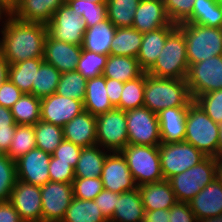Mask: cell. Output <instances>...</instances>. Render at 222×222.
I'll list each match as a JSON object with an SVG mask.
<instances>
[{
	"mask_svg": "<svg viewBox=\"0 0 222 222\" xmlns=\"http://www.w3.org/2000/svg\"><path fill=\"white\" fill-rule=\"evenodd\" d=\"M81 152V146L64 139L51 156L57 158V162L69 163L75 169Z\"/></svg>",
	"mask_w": 222,
	"mask_h": 222,
	"instance_id": "obj_48",
	"label": "cell"
},
{
	"mask_svg": "<svg viewBox=\"0 0 222 222\" xmlns=\"http://www.w3.org/2000/svg\"><path fill=\"white\" fill-rule=\"evenodd\" d=\"M36 147L52 154L64 140L63 127L39 120L34 125Z\"/></svg>",
	"mask_w": 222,
	"mask_h": 222,
	"instance_id": "obj_38",
	"label": "cell"
},
{
	"mask_svg": "<svg viewBox=\"0 0 222 222\" xmlns=\"http://www.w3.org/2000/svg\"><path fill=\"white\" fill-rule=\"evenodd\" d=\"M216 178V157L207 156L203 161L172 176L168 181L178 202L189 201Z\"/></svg>",
	"mask_w": 222,
	"mask_h": 222,
	"instance_id": "obj_7",
	"label": "cell"
},
{
	"mask_svg": "<svg viewBox=\"0 0 222 222\" xmlns=\"http://www.w3.org/2000/svg\"><path fill=\"white\" fill-rule=\"evenodd\" d=\"M33 148H36L34 125H17L10 149L6 155L17 160Z\"/></svg>",
	"mask_w": 222,
	"mask_h": 222,
	"instance_id": "obj_42",
	"label": "cell"
},
{
	"mask_svg": "<svg viewBox=\"0 0 222 222\" xmlns=\"http://www.w3.org/2000/svg\"><path fill=\"white\" fill-rule=\"evenodd\" d=\"M186 81L193 100L222 89V55L189 65Z\"/></svg>",
	"mask_w": 222,
	"mask_h": 222,
	"instance_id": "obj_10",
	"label": "cell"
},
{
	"mask_svg": "<svg viewBox=\"0 0 222 222\" xmlns=\"http://www.w3.org/2000/svg\"><path fill=\"white\" fill-rule=\"evenodd\" d=\"M193 101L186 79L156 77L145 72L143 106L155 114L171 107H188Z\"/></svg>",
	"mask_w": 222,
	"mask_h": 222,
	"instance_id": "obj_2",
	"label": "cell"
},
{
	"mask_svg": "<svg viewBox=\"0 0 222 222\" xmlns=\"http://www.w3.org/2000/svg\"><path fill=\"white\" fill-rule=\"evenodd\" d=\"M43 62V58H33L10 64L8 78L23 93L32 94V85L35 83L36 72Z\"/></svg>",
	"mask_w": 222,
	"mask_h": 222,
	"instance_id": "obj_33",
	"label": "cell"
},
{
	"mask_svg": "<svg viewBox=\"0 0 222 222\" xmlns=\"http://www.w3.org/2000/svg\"><path fill=\"white\" fill-rule=\"evenodd\" d=\"M218 157H222V123L220 124V130H219Z\"/></svg>",
	"mask_w": 222,
	"mask_h": 222,
	"instance_id": "obj_62",
	"label": "cell"
},
{
	"mask_svg": "<svg viewBox=\"0 0 222 222\" xmlns=\"http://www.w3.org/2000/svg\"><path fill=\"white\" fill-rule=\"evenodd\" d=\"M22 95L23 92L8 78L0 87V105L11 108Z\"/></svg>",
	"mask_w": 222,
	"mask_h": 222,
	"instance_id": "obj_51",
	"label": "cell"
},
{
	"mask_svg": "<svg viewBox=\"0 0 222 222\" xmlns=\"http://www.w3.org/2000/svg\"><path fill=\"white\" fill-rule=\"evenodd\" d=\"M107 19L116 27H132L140 0H107Z\"/></svg>",
	"mask_w": 222,
	"mask_h": 222,
	"instance_id": "obj_36",
	"label": "cell"
},
{
	"mask_svg": "<svg viewBox=\"0 0 222 222\" xmlns=\"http://www.w3.org/2000/svg\"><path fill=\"white\" fill-rule=\"evenodd\" d=\"M72 185L74 198L82 200H94L103 190L101 177L75 178Z\"/></svg>",
	"mask_w": 222,
	"mask_h": 222,
	"instance_id": "obj_46",
	"label": "cell"
},
{
	"mask_svg": "<svg viewBox=\"0 0 222 222\" xmlns=\"http://www.w3.org/2000/svg\"><path fill=\"white\" fill-rule=\"evenodd\" d=\"M16 126L0 128V153H7L10 149Z\"/></svg>",
	"mask_w": 222,
	"mask_h": 222,
	"instance_id": "obj_55",
	"label": "cell"
},
{
	"mask_svg": "<svg viewBox=\"0 0 222 222\" xmlns=\"http://www.w3.org/2000/svg\"><path fill=\"white\" fill-rule=\"evenodd\" d=\"M8 126H17V124L14 122L11 109L0 105V128Z\"/></svg>",
	"mask_w": 222,
	"mask_h": 222,
	"instance_id": "obj_57",
	"label": "cell"
},
{
	"mask_svg": "<svg viewBox=\"0 0 222 222\" xmlns=\"http://www.w3.org/2000/svg\"><path fill=\"white\" fill-rule=\"evenodd\" d=\"M107 59L108 55L98 54L82 48L76 71L82 74L87 80L98 77L102 75Z\"/></svg>",
	"mask_w": 222,
	"mask_h": 222,
	"instance_id": "obj_43",
	"label": "cell"
},
{
	"mask_svg": "<svg viewBox=\"0 0 222 222\" xmlns=\"http://www.w3.org/2000/svg\"><path fill=\"white\" fill-rule=\"evenodd\" d=\"M188 204L197 219L221 215L222 182L215 178L199 191Z\"/></svg>",
	"mask_w": 222,
	"mask_h": 222,
	"instance_id": "obj_20",
	"label": "cell"
},
{
	"mask_svg": "<svg viewBox=\"0 0 222 222\" xmlns=\"http://www.w3.org/2000/svg\"><path fill=\"white\" fill-rule=\"evenodd\" d=\"M168 222H196L197 218L188 203L177 202L170 209Z\"/></svg>",
	"mask_w": 222,
	"mask_h": 222,
	"instance_id": "obj_52",
	"label": "cell"
},
{
	"mask_svg": "<svg viewBox=\"0 0 222 222\" xmlns=\"http://www.w3.org/2000/svg\"><path fill=\"white\" fill-rule=\"evenodd\" d=\"M9 65V62L0 53V87L8 79Z\"/></svg>",
	"mask_w": 222,
	"mask_h": 222,
	"instance_id": "obj_59",
	"label": "cell"
},
{
	"mask_svg": "<svg viewBox=\"0 0 222 222\" xmlns=\"http://www.w3.org/2000/svg\"><path fill=\"white\" fill-rule=\"evenodd\" d=\"M82 45H74L52 38L49 34L44 45L43 60L61 74L75 71L80 60Z\"/></svg>",
	"mask_w": 222,
	"mask_h": 222,
	"instance_id": "obj_18",
	"label": "cell"
},
{
	"mask_svg": "<svg viewBox=\"0 0 222 222\" xmlns=\"http://www.w3.org/2000/svg\"><path fill=\"white\" fill-rule=\"evenodd\" d=\"M124 83L114 79L106 78V92L112 106L119 105Z\"/></svg>",
	"mask_w": 222,
	"mask_h": 222,
	"instance_id": "obj_53",
	"label": "cell"
},
{
	"mask_svg": "<svg viewBox=\"0 0 222 222\" xmlns=\"http://www.w3.org/2000/svg\"><path fill=\"white\" fill-rule=\"evenodd\" d=\"M216 178L222 182V157H216Z\"/></svg>",
	"mask_w": 222,
	"mask_h": 222,
	"instance_id": "obj_60",
	"label": "cell"
},
{
	"mask_svg": "<svg viewBox=\"0 0 222 222\" xmlns=\"http://www.w3.org/2000/svg\"><path fill=\"white\" fill-rule=\"evenodd\" d=\"M120 152L128 164L137 187L164 180L159 146L128 144Z\"/></svg>",
	"mask_w": 222,
	"mask_h": 222,
	"instance_id": "obj_6",
	"label": "cell"
},
{
	"mask_svg": "<svg viewBox=\"0 0 222 222\" xmlns=\"http://www.w3.org/2000/svg\"><path fill=\"white\" fill-rule=\"evenodd\" d=\"M48 169L51 182L72 184L75 179L74 168L69 163L57 162L52 156Z\"/></svg>",
	"mask_w": 222,
	"mask_h": 222,
	"instance_id": "obj_49",
	"label": "cell"
},
{
	"mask_svg": "<svg viewBox=\"0 0 222 222\" xmlns=\"http://www.w3.org/2000/svg\"><path fill=\"white\" fill-rule=\"evenodd\" d=\"M144 216L145 209L137 187L134 190L122 192L117 197V204L109 222H143Z\"/></svg>",
	"mask_w": 222,
	"mask_h": 222,
	"instance_id": "obj_26",
	"label": "cell"
},
{
	"mask_svg": "<svg viewBox=\"0 0 222 222\" xmlns=\"http://www.w3.org/2000/svg\"><path fill=\"white\" fill-rule=\"evenodd\" d=\"M64 139L82 148L97 145L96 116L83 111L63 126Z\"/></svg>",
	"mask_w": 222,
	"mask_h": 222,
	"instance_id": "obj_22",
	"label": "cell"
},
{
	"mask_svg": "<svg viewBox=\"0 0 222 222\" xmlns=\"http://www.w3.org/2000/svg\"><path fill=\"white\" fill-rule=\"evenodd\" d=\"M130 145L159 146L160 128L157 114L145 106L125 112Z\"/></svg>",
	"mask_w": 222,
	"mask_h": 222,
	"instance_id": "obj_11",
	"label": "cell"
},
{
	"mask_svg": "<svg viewBox=\"0 0 222 222\" xmlns=\"http://www.w3.org/2000/svg\"><path fill=\"white\" fill-rule=\"evenodd\" d=\"M159 156L164 180H169L172 176L185 172L207 157L202 151L185 141L161 142Z\"/></svg>",
	"mask_w": 222,
	"mask_h": 222,
	"instance_id": "obj_8",
	"label": "cell"
},
{
	"mask_svg": "<svg viewBox=\"0 0 222 222\" xmlns=\"http://www.w3.org/2000/svg\"><path fill=\"white\" fill-rule=\"evenodd\" d=\"M40 120L63 127L84 111L83 101L57 93L41 98Z\"/></svg>",
	"mask_w": 222,
	"mask_h": 222,
	"instance_id": "obj_17",
	"label": "cell"
},
{
	"mask_svg": "<svg viewBox=\"0 0 222 222\" xmlns=\"http://www.w3.org/2000/svg\"><path fill=\"white\" fill-rule=\"evenodd\" d=\"M51 154L33 148L28 153L19 157L16 162L17 180L43 186L50 181L49 163Z\"/></svg>",
	"mask_w": 222,
	"mask_h": 222,
	"instance_id": "obj_16",
	"label": "cell"
},
{
	"mask_svg": "<svg viewBox=\"0 0 222 222\" xmlns=\"http://www.w3.org/2000/svg\"><path fill=\"white\" fill-rule=\"evenodd\" d=\"M143 34L133 27L116 28L112 42L111 55L137 57Z\"/></svg>",
	"mask_w": 222,
	"mask_h": 222,
	"instance_id": "obj_32",
	"label": "cell"
},
{
	"mask_svg": "<svg viewBox=\"0 0 222 222\" xmlns=\"http://www.w3.org/2000/svg\"><path fill=\"white\" fill-rule=\"evenodd\" d=\"M196 222H222V214L218 216H213L210 218L197 219Z\"/></svg>",
	"mask_w": 222,
	"mask_h": 222,
	"instance_id": "obj_61",
	"label": "cell"
},
{
	"mask_svg": "<svg viewBox=\"0 0 222 222\" xmlns=\"http://www.w3.org/2000/svg\"><path fill=\"white\" fill-rule=\"evenodd\" d=\"M61 73L45 61L36 72L35 83L32 85V95L44 98L56 93Z\"/></svg>",
	"mask_w": 222,
	"mask_h": 222,
	"instance_id": "obj_37",
	"label": "cell"
},
{
	"mask_svg": "<svg viewBox=\"0 0 222 222\" xmlns=\"http://www.w3.org/2000/svg\"><path fill=\"white\" fill-rule=\"evenodd\" d=\"M101 181L103 189L121 194L137 188L128 164L121 152H109L104 161Z\"/></svg>",
	"mask_w": 222,
	"mask_h": 222,
	"instance_id": "obj_15",
	"label": "cell"
},
{
	"mask_svg": "<svg viewBox=\"0 0 222 222\" xmlns=\"http://www.w3.org/2000/svg\"><path fill=\"white\" fill-rule=\"evenodd\" d=\"M0 222H23L9 200L0 201Z\"/></svg>",
	"mask_w": 222,
	"mask_h": 222,
	"instance_id": "obj_54",
	"label": "cell"
},
{
	"mask_svg": "<svg viewBox=\"0 0 222 222\" xmlns=\"http://www.w3.org/2000/svg\"><path fill=\"white\" fill-rule=\"evenodd\" d=\"M19 0H11V6L13 7Z\"/></svg>",
	"mask_w": 222,
	"mask_h": 222,
	"instance_id": "obj_64",
	"label": "cell"
},
{
	"mask_svg": "<svg viewBox=\"0 0 222 222\" xmlns=\"http://www.w3.org/2000/svg\"><path fill=\"white\" fill-rule=\"evenodd\" d=\"M184 23L222 28V0H195L192 14Z\"/></svg>",
	"mask_w": 222,
	"mask_h": 222,
	"instance_id": "obj_31",
	"label": "cell"
},
{
	"mask_svg": "<svg viewBox=\"0 0 222 222\" xmlns=\"http://www.w3.org/2000/svg\"><path fill=\"white\" fill-rule=\"evenodd\" d=\"M188 107H171L157 113L161 142H183Z\"/></svg>",
	"mask_w": 222,
	"mask_h": 222,
	"instance_id": "obj_23",
	"label": "cell"
},
{
	"mask_svg": "<svg viewBox=\"0 0 222 222\" xmlns=\"http://www.w3.org/2000/svg\"><path fill=\"white\" fill-rule=\"evenodd\" d=\"M46 24L26 22L12 16L0 24V53L16 64L33 58H43Z\"/></svg>",
	"mask_w": 222,
	"mask_h": 222,
	"instance_id": "obj_1",
	"label": "cell"
},
{
	"mask_svg": "<svg viewBox=\"0 0 222 222\" xmlns=\"http://www.w3.org/2000/svg\"><path fill=\"white\" fill-rule=\"evenodd\" d=\"M138 189L145 211L168 210L178 202L168 180L144 184Z\"/></svg>",
	"mask_w": 222,
	"mask_h": 222,
	"instance_id": "obj_25",
	"label": "cell"
},
{
	"mask_svg": "<svg viewBox=\"0 0 222 222\" xmlns=\"http://www.w3.org/2000/svg\"><path fill=\"white\" fill-rule=\"evenodd\" d=\"M88 1H92V2L97 3V4L107 3L106 2L107 0H88Z\"/></svg>",
	"mask_w": 222,
	"mask_h": 222,
	"instance_id": "obj_63",
	"label": "cell"
},
{
	"mask_svg": "<svg viewBox=\"0 0 222 222\" xmlns=\"http://www.w3.org/2000/svg\"><path fill=\"white\" fill-rule=\"evenodd\" d=\"M109 152L99 145L82 148L77 166L74 169L75 178L101 177L103 164Z\"/></svg>",
	"mask_w": 222,
	"mask_h": 222,
	"instance_id": "obj_30",
	"label": "cell"
},
{
	"mask_svg": "<svg viewBox=\"0 0 222 222\" xmlns=\"http://www.w3.org/2000/svg\"><path fill=\"white\" fill-rule=\"evenodd\" d=\"M144 86L145 72L139 77L125 82L119 105L116 108L126 112L128 110L142 107L144 102Z\"/></svg>",
	"mask_w": 222,
	"mask_h": 222,
	"instance_id": "obj_40",
	"label": "cell"
},
{
	"mask_svg": "<svg viewBox=\"0 0 222 222\" xmlns=\"http://www.w3.org/2000/svg\"><path fill=\"white\" fill-rule=\"evenodd\" d=\"M40 108V98L23 93L10 109L17 125H35L40 120Z\"/></svg>",
	"mask_w": 222,
	"mask_h": 222,
	"instance_id": "obj_34",
	"label": "cell"
},
{
	"mask_svg": "<svg viewBox=\"0 0 222 222\" xmlns=\"http://www.w3.org/2000/svg\"><path fill=\"white\" fill-rule=\"evenodd\" d=\"M83 105L84 111L95 116L114 108L107 96L106 78L103 75L87 80Z\"/></svg>",
	"mask_w": 222,
	"mask_h": 222,
	"instance_id": "obj_27",
	"label": "cell"
},
{
	"mask_svg": "<svg viewBox=\"0 0 222 222\" xmlns=\"http://www.w3.org/2000/svg\"><path fill=\"white\" fill-rule=\"evenodd\" d=\"M9 201L23 222H43L40 186L17 180Z\"/></svg>",
	"mask_w": 222,
	"mask_h": 222,
	"instance_id": "obj_14",
	"label": "cell"
},
{
	"mask_svg": "<svg viewBox=\"0 0 222 222\" xmlns=\"http://www.w3.org/2000/svg\"><path fill=\"white\" fill-rule=\"evenodd\" d=\"M65 3L82 16L87 28L107 20V3L97 4L88 0H66Z\"/></svg>",
	"mask_w": 222,
	"mask_h": 222,
	"instance_id": "obj_39",
	"label": "cell"
},
{
	"mask_svg": "<svg viewBox=\"0 0 222 222\" xmlns=\"http://www.w3.org/2000/svg\"><path fill=\"white\" fill-rule=\"evenodd\" d=\"M17 182L16 162L6 153H0V201L10 199Z\"/></svg>",
	"mask_w": 222,
	"mask_h": 222,
	"instance_id": "obj_44",
	"label": "cell"
},
{
	"mask_svg": "<svg viewBox=\"0 0 222 222\" xmlns=\"http://www.w3.org/2000/svg\"><path fill=\"white\" fill-rule=\"evenodd\" d=\"M87 79L78 71L62 73L56 93L63 97L84 101Z\"/></svg>",
	"mask_w": 222,
	"mask_h": 222,
	"instance_id": "obj_41",
	"label": "cell"
},
{
	"mask_svg": "<svg viewBox=\"0 0 222 222\" xmlns=\"http://www.w3.org/2000/svg\"><path fill=\"white\" fill-rule=\"evenodd\" d=\"M46 26L52 38L74 45H83L87 29L85 21L66 3L54 12Z\"/></svg>",
	"mask_w": 222,
	"mask_h": 222,
	"instance_id": "obj_12",
	"label": "cell"
},
{
	"mask_svg": "<svg viewBox=\"0 0 222 222\" xmlns=\"http://www.w3.org/2000/svg\"><path fill=\"white\" fill-rule=\"evenodd\" d=\"M219 130L220 124L214 122L193 100L187 110L184 141L202 151L206 156L218 157Z\"/></svg>",
	"mask_w": 222,
	"mask_h": 222,
	"instance_id": "obj_3",
	"label": "cell"
},
{
	"mask_svg": "<svg viewBox=\"0 0 222 222\" xmlns=\"http://www.w3.org/2000/svg\"><path fill=\"white\" fill-rule=\"evenodd\" d=\"M188 70L185 37L176 27L168 35L156 62L146 73L156 77L186 79Z\"/></svg>",
	"mask_w": 222,
	"mask_h": 222,
	"instance_id": "obj_5",
	"label": "cell"
},
{
	"mask_svg": "<svg viewBox=\"0 0 222 222\" xmlns=\"http://www.w3.org/2000/svg\"><path fill=\"white\" fill-rule=\"evenodd\" d=\"M176 27V24L171 23L168 26L143 34L140 50L136 58L140 68L144 72H147L154 65L164 47L168 35Z\"/></svg>",
	"mask_w": 222,
	"mask_h": 222,
	"instance_id": "obj_24",
	"label": "cell"
},
{
	"mask_svg": "<svg viewBox=\"0 0 222 222\" xmlns=\"http://www.w3.org/2000/svg\"><path fill=\"white\" fill-rule=\"evenodd\" d=\"M116 27L107 19L86 29L82 48L98 54L109 55Z\"/></svg>",
	"mask_w": 222,
	"mask_h": 222,
	"instance_id": "obj_29",
	"label": "cell"
},
{
	"mask_svg": "<svg viewBox=\"0 0 222 222\" xmlns=\"http://www.w3.org/2000/svg\"><path fill=\"white\" fill-rule=\"evenodd\" d=\"M40 191L43 222H61L74 198L73 185L49 181Z\"/></svg>",
	"mask_w": 222,
	"mask_h": 222,
	"instance_id": "obj_13",
	"label": "cell"
},
{
	"mask_svg": "<svg viewBox=\"0 0 222 222\" xmlns=\"http://www.w3.org/2000/svg\"><path fill=\"white\" fill-rule=\"evenodd\" d=\"M12 17V6L8 0H0V24Z\"/></svg>",
	"mask_w": 222,
	"mask_h": 222,
	"instance_id": "obj_58",
	"label": "cell"
},
{
	"mask_svg": "<svg viewBox=\"0 0 222 222\" xmlns=\"http://www.w3.org/2000/svg\"><path fill=\"white\" fill-rule=\"evenodd\" d=\"M66 0H19L12 7V16L26 22L48 24L54 12Z\"/></svg>",
	"mask_w": 222,
	"mask_h": 222,
	"instance_id": "obj_21",
	"label": "cell"
},
{
	"mask_svg": "<svg viewBox=\"0 0 222 222\" xmlns=\"http://www.w3.org/2000/svg\"><path fill=\"white\" fill-rule=\"evenodd\" d=\"M170 210L158 209L145 211L143 222H168L170 219Z\"/></svg>",
	"mask_w": 222,
	"mask_h": 222,
	"instance_id": "obj_56",
	"label": "cell"
},
{
	"mask_svg": "<svg viewBox=\"0 0 222 222\" xmlns=\"http://www.w3.org/2000/svg\"><path fill=\"white\" fill-rule=\"evenodd\" d=\"M171 23L163 0H140L132 27L144 34Z\"/></svg>",
	"mask_w": 222,
	"mask_h": 222,
	"instance_id": "obj_19",
	"label": "cell"
},
{
	"mask_svg": "<svg viewBox=\"0 0 222 222\" xmlns=\"http://www.w3.org/2000/svg\"><path fill=\"white\" fill-rule=\"evenodd\" d=\"M170 21L184 23L192 14L195 0H163Z\"/></svg>",
	"mask_w": 222,
	"mask_h": 222,
	"instance_id": "obj_47",
	"label": "cell"
},
{
	"mask_svg": "<svg viewBox=\"0 0 222 222\" xmlns=\"http://www.w3.org/2000/svg\"><path fill=\"white\" fill-rule=\"evenodd\" d=\"M61 222H108L94 200L73 198Z\"/></svg>",
	"mask_w": 222,
	"mask_h": 222,
	"instance_id": "obj_35",
	"label": "cell"
},
{
	"mask_svg": "<svg viewBox=\"0 0 222 222\" xmlns=\"http://www.w3.org/2000/svg\"><path fill=\"white\" fill-rule=\"evenodd\" d=\"M143 72L137 58L109 54L102 75L125 83L139 77Z\"/></svg>",
	"mask_w": 222,
	"mask_h": 222,
	"instance_id": "obj_28",
	"label": "cell"
},
{
	"mask_svg": "<svg viewBox=\"0 0 222 222\" xmlns=\"http://www.w3.org/2000/svg\"><path fill=\"white\" fill-rule=\"evenodd\" d=\"M119 195L118 193L103 189L94 199V202L98 205L102 215L108 222L112 219Z\"/></svg>",
	"mask_w": 222,
	"mask_h": 222,
	"instance_id": "obj_50",
	"label": "cell"
},
{
	"mask_svg": "<svg viewBox=\"0 0 222 222\" xmlns=\"http://www.w3.org/2000/svg\"><path fill=\"white\" fill-rule=\"evenodd\" d=\"M97 145L110 152H120L128 144L125 111L113 108L96 116Z\"/></svg>",
	"mask_w": 222,
	"mask_h": 222,
	"instance_id": "obj_9",
	"label": "cell"
},
{
	"mask_svg": "<svg viewBox=\"0 0 222 222\" xmlns=\"http://www.w3.org/2000/svg\"><path fill=\"white\" fill-rule=\"evenodd\" d=\"M195 101L216 123H222V89L198 96Z\"/></svg>",
	"mask_w": 222,
	"mask_h": 222,
	"instance_id": "obj_45",
	"label": "cell"
},
{
	"mask_svg": "<svg viewBox=\"0 0 222 222\" xmlns=\"http://www.w3.org/2000/svg\"><path fill=\"white\" fill-rule=\"evenodd\" d=\"M177 27L185 37L189 65L222 55V28L195 23H182Z\"/></svg>",
	"mask_w": 222,
	"mask_h": 222,
	"instance_id": "obj_4",
	"label": "cell"
}]
</instances>
